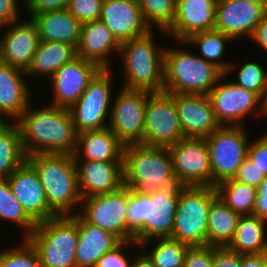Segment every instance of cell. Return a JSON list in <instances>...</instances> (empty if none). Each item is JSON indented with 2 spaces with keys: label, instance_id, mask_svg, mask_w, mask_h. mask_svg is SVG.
<instances>
[{
  "label": "cell",
  "instance_id": "cell-1",
  "mask_svg": "<svg viewBox=\"0 0 267 267\" xmlns=\"http://www.w3.org/2000/svg\"><path fill=\"white\" fill-rule=\"evenodd\" d=\"M32 101L16 121L26 156L38 153L73 155L77 133L68 109L52 104L35 106Z\"/></svg>",
  "mask_w": 267,
  "mask_h": 267
},
{
  "label": "cell",
  "instance_id": "cell-2",
  "mask_svg": "<svg viewBox=\"0 0 267 267\" xmlns=\"http://www.w3.org/2000/svg\"><path fill=\"white\" fill-rule=\"evenodd\" d=\"M180 190L158 189L136 193L129 188L127 241L141 244L154 238L170 237Z\"/></svg>",
  "mask_w": 267,
  "mask_h": 267
},
{
  "label": "cell",
  "instance_id": "cell-3",
  "mask_svg": "<svg viewBox=\"0 0 267 267\" xmlns=\"http://www.w3.org/2000/svg\"><path fill=\"white\" fill-rule=\"evenodd\" d=\"M123 185L136 193L181 190L168 147L131 144L123 149Z\"/></svg>",
  "mask_w": 267,
  "mask_h": 267
},
{
  "label": "cell",
  "instance_id": "cell-4",
  "mask_svg": "<svg viewBox=\"0 0 267 267\" xmlns=\"http://www.w3.org/2000/svg\"><path fill=\"white\" fill-rule=\"evenodd\" d=\"M27 161L39 175L49 208L57 216L78 213L82 197L73 155L38 153L27 156Z\"/></svg>",
  "mask_w": 267,
  "mask_h": 267
},
{
  "label": "cell",
  "instance_id": "cell-5",
  "mask_svg": "<svg viewBox=\"0 0 267 267\" xmlns=\"http://www.w3.org/2000/svg\"><path fill=\"white\" fill-rule=\"evenodd\" d=\"M176 43L181 47L167 45L165 48L163 92L208 95L224 73L187 49L186 42Z\"/></svg>",
  "mask_w": 267,
  "mask_h": 267
},
{
  "label": "cell",
  "instance_id": "cell-6",
  "mask_svg": "<svg viewBox=\"0 0 267 267\" xmlns=\"http://www.w3.org/2000/svg\"><path fill=\"white\" fill-rule=\"evenodd\" d=\"M153 31L121 44L119 58L124 69V88L160 93L164 90L165 45H159Z\"/></svg>",
  "mask_w": 267,
  "mask_h": 267
},
{
  "label": "cell",
  "instance_id": "cell-7",
  "mask_svg": "<svg viewBox=\"0 0 267 267\" xmlns=\"http://www.w3.org/2000/svg\"><path fill=\"white\" fill-rule=\"evenodd\" d=\"M27 240L35 248L42 267H76L78 213L37 223Z\"/></svg>",
  "mask_w": 267,
  "mask_h": 267
},
{
  "label": "cell",
  "instance_id": "cell-8",
  "mask_svg": "<svg viewBox=\"0 0 267 267\" xmlns=\"http://www.w3.org/2000/svg\"><path fill=\"white\" fill-rule=\"evenodd\" d=\"M217 196L215 187L183 186L170 238L189 247L207 245L208 212Z\"/></svg>",
  "mask_w": 267,
  "mask_h": 267
},
{
  "label": "cell",
  "instance_id": "cell-9",
  "mask_svg": "<svg viewBox=\"0 0 267 267\" xmlns=\"http://www.w3.org/2000/svg\"><path fill=\"white\" fill-rule=\"evenodd\" d=\"M245 127L220 126L205 138L210 155L212 187L234 178L247 158L251 138Z\"/></svg>",
  "mask_w": 267,
  "mask_h": 267
},
{
  "label": "cell",
  "instance_id": "cell-10",
  "mask_svg": "<svg viewBox=\"0 0 267 267\" xmlns=\"http://www.w3.org/2000/svg\"><path fill=\"white\" fill-rule=\"evenodd\" d=\"M112 74V69H101L79 100L68 109L77 134L108 127L114 89Z\"/></svg>",
  "mask_w": 267,
  "mask_h": 267
},
{
  "label": "cell",
  "instance_id": "cell-11",
  "mask_svg": "<svg viewBox=\"0 0 267 267\" xmlns=\"http://www.w3.org/2000/svg\"><path fill=\"white\" fill-rule=\"evenodd\" d=\"M120 88L118 94L113 95L108 127L124 146L143 144L144 112L152 93Z\"/></svg>",
  "mask_w": 267,
  "mask_h": 267
},
{
  "label": "cell",
  "instance_id": "cell-12",
  "mask_svg": "<svg viewBox=\"0 0 267 267\" xmlns=\"http://www.w3.org/2000/svg\"><path fill=\"white\" fill-rule=\"evenodd\" d=\"M227 77L223 74L208 94L215 118L220 126L244 127L250 114L261 116L260 97L233 81L227 82Z\"/></svg>",
  "mask_w": 267,
  "mask_h": 267
},
{
  "label": "cell",
  "instance_id": "cell-13",
  "mask_svg": "<svg viewBox=\"0 0 267 267\" xmlns=\"http://www.w3.org/2000/svg\"><path fill=\"white\" fill-rule=\"evenodd\" d=\"M184 138L174 98L166 92L152 93L144 112L143 144L170 147Z\"/></svg>",
  "mask_w": 267,
  "mask_h": 267
},
{
  "label": "cell",
  "instance_id": "cell-14",
  "mask_svg": "<svg viewBox=\"0 0 267 267\" xmlns=\"http://www.w3.org/2000/svg\"><path fill=\"white\" fill-rule=\"evenodd\" d=\"M128 203L129 188L122 186L111 193L82 198L78 214L88 223L127 241Z\"/></svg>",
  "mask_w": 267,
  "mask_h": 267
},
{
  "label": "cell",
  "instance_id": "cell-15",
  "mask_svg": "<svg viewBox=\"0 0 267 267\" xmlns=\"http://www.w3.org/2000/svg\"><path fill=\"white\" fill-rule=\"evenodd\" d=\"M168 149L174 173L183 186L212 187L210 155L205 138H184Z\"/></svg>",
  "mask_w": 267,
  "mask_h": 267
},
{
  "label": "cell",
  "instance_id": "cell-16",
  "mask_svg": "<svg viewBox=\"0 0 267 267\" xmlns=\"http://www.w3.org/2000/svg\"><path fill=\"white\" fill-rule=\"evenodd\" d=\"M101 68L90 61L80 57L64 64L49 79L52 86V100L49 104L69 109L75 104L86 90L90 81Z\"/></svg>",
  "mask_w": 267,
  "mask_h": 267
},
{
  "label": "cell",
  "instance_id": "cell-17",
  "mask_svg": "<svg viewBox=\"0 0 267 267\" xmlns=\"http://www.w3.org/2000/svg\"><path fill=\"white\" fill-rule=\"evenodd\" d=\"M266 10L248 0H217L214 29L231 37L251 39Z\"/></svg>",
  "mask_w": 267,
  "mask_h": 267
},
{
  "label": "cell",
  "instance_id": "cell-18",
  "mask_svg": "<svg viewBox=\"0 0 267 267\" xmlns=\"http://www.w3.org/2000/svg\"><path fill=\"white\" fill-rule=\"evenodd\" d=\"M7 179L17 201L36 224L57 217L48 206L37 171L27 160Z\"/></svg>",
  "mask_w": 267,
  "mask_h": 267
},
{
  "label": "cell",
  "instance_id": "cell-19",
  "mask_svg": "<svg viewBox=\"0 0 267 267\" xmlns=\"http://www.w3.org/2000/svg\"><path fill=\"white\" fill-rule=\"evenodd\" d=\"M5 28L0 39V61L27 71L40 42L36 24L31 18L19 19Z\"/></svg>",
  "mask_w": 267,
  "mask_h": 267
},
{
  "label": "cell",
  "instance_id": "cell-20",
  "mask_svg": "<svg viewBox=\"0 0 267 267\" xmlns=\"http://www.w3.org/2000/svg\"><path fill=\"white\" fill-rule=\"evenodd\" d=\"M185 138H206L220 127L208 95L169 93Z\"/></svg>",
  "mask_w": 267,
  "mask_h": 267
},
{
  "label": "cell",
  "instance_id": "cell-21",
  "mask_svg": "<svg viewBox=\"0 0 267 267\" xmlns=\"http://www.w3.org/2000/svg\"><path fill=\"white\" fill-rule=\"evenodd\" d=\"M100 21L122 44L131 39L146 35V26L137 0H104Z\"/></svg>",
  "mask_w": 267,
  "mask_h": 267
},
{
  "label": "cell",
  "instance_id": "cell-22",
  "mask_svg": "<svg viewBox=\"0 0 267 267\" xmlns=\"http://www.w3.org/2000/svg\"><path fill=\"white\" fill-rule=\"evenodd\" d=\"M82 198L119 190L123 185L122 161L75 160Z\"/></svg>",
  "mask_w": 267,
  "mask_h": 267
},
{
  "label": "cell",
  "instance_id": "cell-23",
  "mask_svg": "<svg viewBox=\"0 0 267 267\" xmlns=\"http://www.w3.org/2000/svg\"><path fill=\"white\" fill-rule=\"evenodd\" d=\"M217 0H176V13L167 37L185 41L191 35L213 30Z\"/></svg>",
  "mask_w": 267,
  "mask_h": 267
},
{
  "label": "cell",
  "instance_id": "cell-24",
  "mask_svg": "<svg viewBox=\"0 0 267 267\" xmlns=\"http://www.w3.org/2000/svg\"><path fill=\"white\" fill-rule=\"evenodd\" d=\"M25 77L26 71L0 61V116L6 122H16L32 101V86Z\"/></svg>",
  "mask_w": 267,
  "mask_h": 267
},
{
  "label": "cell",
  "instance_id": "cell-25",
  "mask_svg": "<svg viewBox=\"0 0 267 267\" xmlns=\"http://www.w3.org/2000/svg\"><path fill=\"white\" fill-rule=\"evenodd\" d=\"M120 47L121 44L111 31L102 21L97 20L82 24L76 55L97 64L101 69H111V57L114 53L119 55Z\"/></svg>",
  "mask_w": 267,
  "mask_h": 267
},
{
  "label": "cell",
  "instance_id": "cell-26",
  "mask_svg": "<svg viewBox=\"0 0 267 267\" xmlns=\"http://www.w3.org/2000/svg\"><path fill=\"white\" fill-rule=\"evenodd\" d=\"M122 241L114 234L85 221L78 214L76 267H95L99 259Z\"/></svg>",
  "mask_w": 267,
  "mask_h": 267
},
{
  "label": "cell",
  "instance_id": "cell-27",
  "mask_svg": "<svg viewBox=\"0 0 267 267\" xmlns=\"http://www.w3.org/2000/svg\"><path fill=\"white\" fill-rule=\"evenodd\" d=\"M124 145L109 127L77 134L74 160L122 161Z\"/></svg>",
  "mask_w": 267,
  "mask_h": 267
},
{
  "label": "cell",
  "instance_id": "cell-28",
  "mask_svg": "<svg viewBox=\"0 0 267 267\" xmlns=\"http://www.w3.org/2000/svg\"><path fill=\"white\" fill-rule=\"evenodd\" d=\"M36 24L40 41H57L79 44L82 24L67 9L28 14Z\"/></svg>",
  "mask_w": 267,
  "mask_h": 267
},
{
  "label": "cell",
  "instance_id": "cell-29",
  "mask_svg": "<svg viewBox=\"0 0 267 267\" xmlns=\"http://www.w3.org/2000/svg\"><path fill=\"white\" fill-rule=\"evenodd\" d=\"M76 57V48L73 45L57 41H40L26 71L27 78L43 76L50 79L58 69Z\"/></svg>",
  "mask_w": 267,
  "mask_h": 267
},
{
  "label": "cell",
  "instance_id": "cell-30",
  "mask_svg": "<svg viewBox=\"0 0 267 267\" xmlns=\"http://www.w3.org/2000/svg\"><path fill=\"white\" fill-rule=\"evenodd\" d=\"M267 220L255 215L240 216L228 249L240 255L267 253Z\"/></svg>",
  "mask_w": 267,
  "mask_h": 267
},
{
  "label": "cell",
  "instance_id": "cell-31",
  "mask_svg": "<svg viewBox=\"0 0 267 267\" xmlns=\"http://www.w3.org/2000/svg\"><path fill=\"white\" fill-rule=\"evenodd\" d=\"M239 218L240 215L217 196L208 212L207 245L226 247L236 232Z\"/></svg>",
  "mask_w": 267,
  "mask_h": 267
},
{
  "label": "cell",
  "instance_id": "cell-32",
  "mask_svg": "<svg viewBox=\"0 0 267 267\" xmlns=\"http://www.w3.org/2000/svg\"><path fill=\"white\" fill-rule=\"evenodd\" d=\"M26 160L18 124H0V179L8 178Z\"/></svg>",
  "mask_w": 267,
  "mask_h": 267
},
{
  "label": "cell",
  "instance_id": "cell-33",
  "mask_svg": "<svg viewBox=\"0 0 267 267\" xmlns=\"http://www.w3.org/2000/svg\"><path fill=\"white\" fill-rule=\"evenodd\" d=\"M234 41L231 37L226 36L224 33L215 29L209 31H203L195 33L187 38V46L192 48L198 47L200 54L197 55L203 58L205 61L215 65L223 73H225L230 65V61L223 60L226 52V42ZM222 58V59H221Z\"/></svg>",
  "mask_w": 267,
  "mask_h": 267
},
{
  "label": "cell",
  "instance_id": "cell-34",
  "mask_svg": "<svg viewBox=\"0 0 267 267\" xmlns=\"http://www.w3.org/2000/svg\"><path fill=\"white\" fill-rule=\"evenodd\" d=\"M218 197L240 216L252 215L257 188L234 180H224L216 186Z\"/></svg>",
  "mask_w": 267,
  "mask_h": 267
},
{
  "label": "cell",
  "instance_id": "cell-35",
  "mask_svg": "<svg viewBox=\"0 0 267 267\" xmlns=\"http://www.w3.org/2000/svg\"><path fill=\"white\" fill-rule=\"evenodd\" d=\"M148 244L152 249L147 251ZM188 247L170 237L154 238L140 244L141 250L149 256L155 267H183Z\"/></svg>",
  "mask_w": 267,
  "mask_h": 267
},
{
  "label": "cell",
  "instance_id": "cell-36",
  "mask_svg": "<svg viewBox=\"0 0 267 267\" xmlns=\"http://www.w3.org/2000/svg\"><path fill=\"white\" fill-rule=\"evenodd\" d=\"M4 220L24 230L22 239H27L36 228V223L26 214L11 191L7 178L0 179V222Z\"/></svg>",
  "mask_w": 267,
  "mask_h": 267
},
{
  "label": "cell",
  "instance_id": "cell-37",
  "mask_svg": "<svg viewBox=\"0 0 267 267\" xmlns=\"http://www.w3.org/2000/svg\"><path fill=\"white\" fill-rule=\"evenodd\" d=\"M146 26L165 34L171 29L176 13V0H137Z\"/></svg>",
  "mask_w": 267,
  "mask_h": 267
},
{
  "label": "cell",
  "instance_id": "cell-38",
  "mask_svg": "<svg viewBox=\"0 0 267 267\" xmlns=\"http://www.w3.org/2000/svg\"><path fill=\"white\" fill-rule=\"evenodd\" d=\"M231 62L227 71L224 73L227 76H231L237 67V77L233 82L242 88L256 93L259 97L262 95L263 89L267 84V69L258 61L244 62L242 65H238V62ZM238 65V66H237Z\"/></svg>",
  "mask_w": 267,
  "mask_h": 267
},
{
  "label": "cell",
  "instance_id": "cell-39",
  "mask_svg": "<svg viewBox=\"0 0 267 267\" xmlns=\"http://www.w3.org/2000/svg\"><path fill=\"white\" fill-rule=\"evenodd\" d=\"M20 240L21 244L16 243L7 250L0 249V267H42L32 244L27 239Z\"/></svg>",
  "mask_w": 267,
  "mask_h": 267
},
{
  "label": "cell",
  "instance_id": "cell-40",
  "mask_svg": "<svg viewBox=\"0 0 267 267\" xmlns=\"http://www.w3.org/2000/svg\"><path fill=\"white\" fill-rule=\"evenodd\" d=\"M104 0H70L67 10L81 24L100 19Z\"/></svg>",
  "mask_w": 267,
  "mask_h": 267
},
{
  "label": "cell",
  "instance_id": "cell-41",
  "mask_svg": "<svg viewBox=\"0 0 267 267\" xmlns=\"http://www.w3.org/2000/svg\"><path fill=\"white\" fill-rule=\"evenodd\" d=\"M133 245L138 248L140 247L134 241H122L118 246H116L111 251L106 252L97 262L95 267H131L133 257L127 256L124 252L129 246Z\"/></svg>",
  "mask_w": 267,
  "mask_h": 267
},
{
  "label": "cell",
  "instance_id": "cell-42",
  "mask_svg": "<svg viewBox=\"0 0 267 267\" xmlns=\"http://www.w3.org/2000/svg\"><path fill=\"white\" fill-rule=\"evenodd\" d=\"M183 267H213V246L188 247Z\"/></svg>",
  "mask_w": 267,
  "mask_h": 267
},
{
  "label": "cell",
  "instance_id": "cell-43",
  "mask_svg": "<svg viewBox=\"0 0 267 267\" xmlns=\"http://www.w3.org/2000/svg\"><path fill=\"white\" fill-rule=\"evenodd\" d=\"M247 157L267 176V132L250 141Z\"/></svg>",
  "mask_w": 267,
  "mask_h": 267
},
{
  "label": "cell",
  "instance_id": "cell-44",
  "mask_svg": "<svg viewBox=\"0 0 267 267\" xmlns=\"http://www.w3.org/2000/svg\"><path fill=\"white\" fill-rule=\"evenodd\" d=\"M264 178L265 176L263 175V173L247 157L239 167L233 179L237 180L238 182L258 188Z\"/></svg>",
  "mask_w": 267,
  "mask_h": 267
},
{
  "label": "cell",
  "instance_id": "cell-45",
  "mask_svg": "<svg viewBox=\"0 0 267 267\" xmlns=\"http://www.w3.org/2000/svg\"><path fill=\"white\" fill-rule=\"evenodd\" d=\"M70 0H24L28 14L67 9Z\"/></svg>",
  "mask_w": 267,
  "mask_h": 267
},
{
  "label": "cell",
  "instance_id": "cell-46",
  "mask_svg": "<svg viewBox=\"0 0 267 267\" xmlns=\"http://www.w3.org/2000/svg\"><path fill=\"white\" fill-rule=\"evenodd\" d=\"M241 255L227 247L213 246V267H240Z\"/></svg>",
  "mask_w": 267,
  "mask_h": 267
},
{
  "label": "cell",
  "instance_id": "cell-47",
  "mask_svg": "<svg viewBox=\"0 0 267 267\" xmlns=\"http://www.w3.org/2000/svg\"><path fill=\"white\" fill-rule=\"evenodd\" d=\"M19 0H0V29L21 19Z\"/></svg>",
  "mask_w": 267,
  "mask_h": 267
},
{
  "label": "cell",
  "instance_id": "cell-48",
  "mask_svg": "<svg viewBox=\"0 0 267 267\" xmlns=\"http://www.w3.org/2000/svg\"><path fill=\"white\" fill-rule=\"evenodd\" d=\"M257 190L252 215L267 220V176H265V178L261 181Z\"/></svg>",
  "mask_w": 267,
  "mask_h": 267
},
{
  "label": "cell",
  "instance_id": "cell-49",
  "mask_svg": "<svg viewBox=\"0 0 267 267\" xmlns=\"http://www.w3.org/2000/svg\"><path fill=\"white\" fill-rule=\"evenodd\" d=\"M248 41H252L257 46H260L264 52L267 53V11L261 18V22L259 23L258 27L252 38Z\"/></svg>",
  "mask_w": 267,
  "mask_h": 267
},
{
  "label": "cell",
  "instance_id": "cell-50",
  "mask_svg": "<svg viewBox=\"0 0 267 267\" xmlns=\"http://www.w3.org/2000/svg\"><path fill=\"white\" fill-rule=\"evenodd\" d=\"M240 267H267V253L241 255Z\"/></svg>",
  "mask_w": 267,
  "mask_h": 267
},
{
  "label": "cell",
  "instance_id": "cell-51",
  "mask_svg": "<svg viewBox=\"0 0 267 267\" xmlns=\"http://www.w3.org/2000/svg\"><path fill=\"white\" fill-rule=\"evenodd\" d=\"M140 251L142 252H138L140 254L135 253V257L133 259L132 265L131 267H155L153 261L149 258V256L144 252L143 250H141V248L139 247Z\"/></svg>",
  "mask_w": 267,
  "mask_h": 267
},
{
  "label": "cell",
  "instance_id": "cell-52",
  "mask_svg": "<svg viewBox=\"0 0 267 267\" xmlns=\"http://www.w3.org/2000/svg\"><path fill=\"white\" fill-rule=\"evenodd\" d=\"M260 109L261 117H267V84L263 89L262 95L260 96Z\"/></svg>",
  "mask_w": 267,
  "mask_h": 267
},
{
  "label": "cell",
  "instance_id": "cell-53",
  "mask_svg": "<svg viewBox=\"0 0 267 267\" xmlns=\"http://www.w3.org/2000/svg\"><path fill=\"white\" fill-rule=\"evenodd\" d=\"M263 7L267 11V0H248Z\"/></svg>",
  "mask_w": 267,
  "mask_h": 267
},
{
  "label": "cell",
  "instance_id": "cell-54",
  "mask_svg": "<svg viewBox=\"0 0 267 267\" xmlns=\"http://www.w3.org/2000/svg\"><path fill=\"white\" fill-rule=\"evenodd\" d=\"M6 121L0 116V124L5 123Z\"/></svg>",
  "mask_w": 267,
  "mask_h": 267
}]
</instances>
